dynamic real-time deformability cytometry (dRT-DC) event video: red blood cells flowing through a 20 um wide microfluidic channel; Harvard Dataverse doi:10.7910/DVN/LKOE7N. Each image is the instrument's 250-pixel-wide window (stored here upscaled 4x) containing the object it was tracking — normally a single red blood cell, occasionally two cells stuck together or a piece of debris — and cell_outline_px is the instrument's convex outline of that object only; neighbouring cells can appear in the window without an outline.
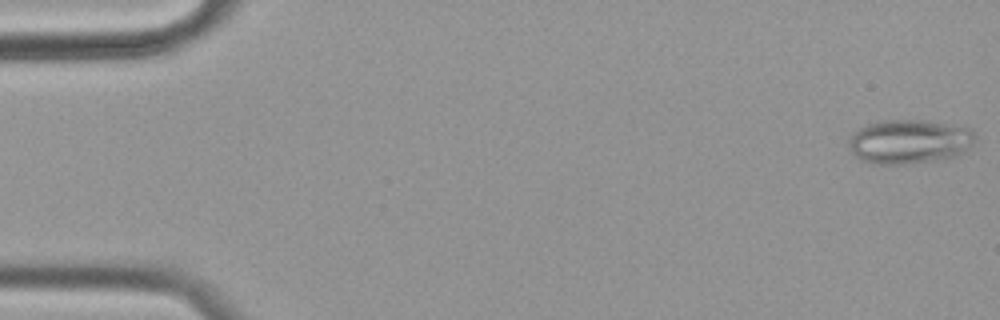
{"species": "common noctule bat (a hibernating species)", "species_latin": "Nyctalus noctula", "temperature_condition": "cold", "stored_images_in_passage": 57, "camera_frame_rate_fps": 3000, "um_per_image_px": 0.085, "animal": {"sex": "female", "body_mass_g": 19.9}, "frame": {"image": 1, "passage_image": 1, "time_ms": 0.0, "image_size_px": [1000, 320], "cell_outline_px": [[976, 140], [972, 144], [956, 156], [908, 164], [880, 164], [860, 160], [852, 152], [848, 140], [860, 128], [868, 124], [884, 120], [924, 120], [972, 128], [976, 136]], "centroid_in_image_um": [77.31, 12.03], "position_along_channel_um": 7.7, "area_um2": 32.25}}
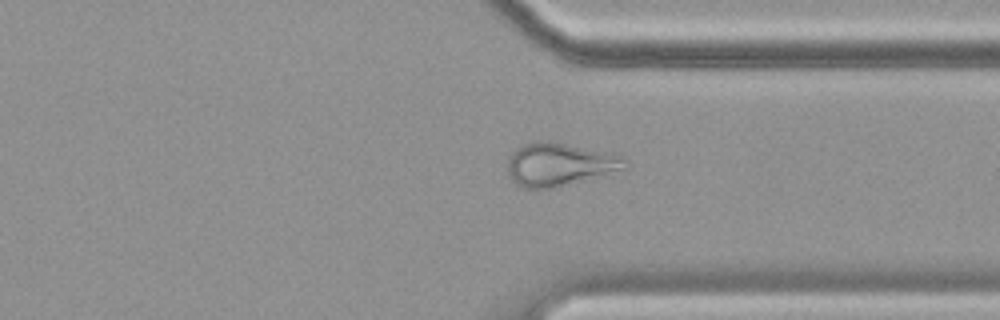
{"frame": {"image": 2, "passage_image": 43, "time_ms": 14.0, "image_size_px": [1000, 320], "cell_outline_px": [[628, 168], [556, 188], [524, 188], [516, 184], [508, 176], [508, 156], [516, 148], [524, 144], [548, 140], [616, 152], [624, 156], [628, 160]], "centroid_in_image_um": [47.62, 13.96], "position_along_channel_um": 363.8, "area_um2": 30.17}}
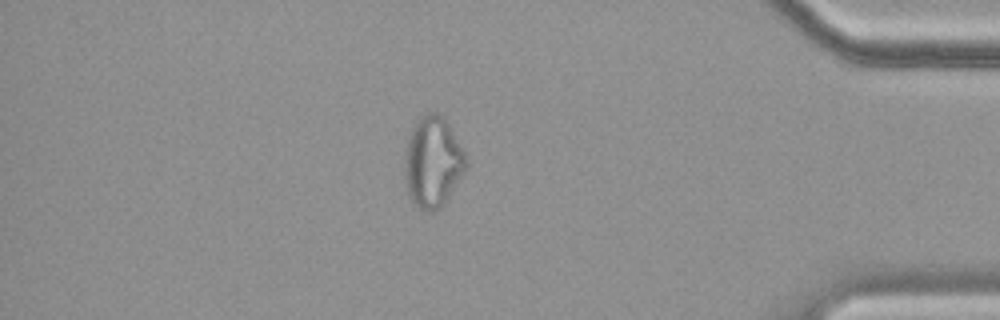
{"frame": {"image": 3, "passage_image": 49, "time_ms": 16.0, "image_size_px": [1000, 320], "cell_outline_px": [[468, 164], [464, 172], [440, 208], [432, 212], [424, 212], [416, 208], [412, 204], [408, 196], [404, 176], [404, 160], [408, 140], [412, 128], [420, 116], [424, 112], [436, 112], [448, 124], [464, 152]], "centroid_in_image_um": [36.75, 13.81], "position_along_channel_um": 398.5, "area_um2": 32.43}, "authors_computed_cell_mechanics": {"area_um2": 29.478, "velocity_mm_per_s": 3.5022, "shape_relaxation_time_tau1_ms": null, "shape_relaxation_time_tau2_ms": 3.0198, "deformation_change_tau1": null, "deformation_change_tau2": 0.1149}}